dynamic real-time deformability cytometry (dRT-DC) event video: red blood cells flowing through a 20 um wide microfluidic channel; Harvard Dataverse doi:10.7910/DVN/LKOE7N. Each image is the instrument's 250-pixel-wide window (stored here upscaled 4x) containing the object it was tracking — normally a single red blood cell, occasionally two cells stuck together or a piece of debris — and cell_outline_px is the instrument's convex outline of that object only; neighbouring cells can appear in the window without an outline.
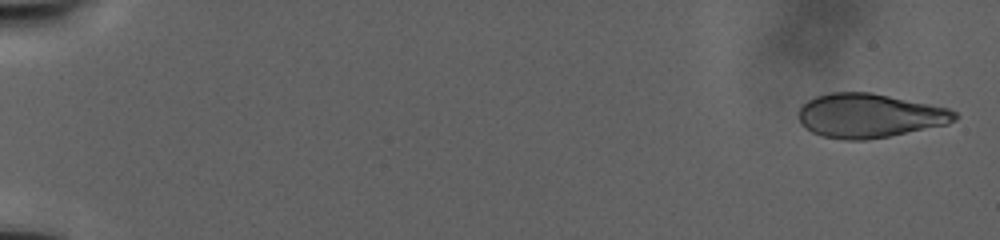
{"species": "human", "species_latin": "Homo sapiens", "temperature_condition": "warm", "stored_images_in_passage": 114, "camera_frame_rate_fps": 3000, "um_per_image_px": 0.085, "donor": {"sex": "male"}, "frame": {"image": 1, "passage_image": 1, "time_ms": 0.0, "image_size_px": [1000, 240], "cell_outline_px": [[960, 116], [956, 120], [948, 124], [868, 140], [844, 140], [824, 136], [812, 132], [800, 124], [800, 104], [816, 96], [832, 92], [872, 92], [948, 108], [956, 112]], "centroid_in_image_um": [73.91, 9.82], "position_along_channel_um": 11.1, "area_um2": 40.11}}
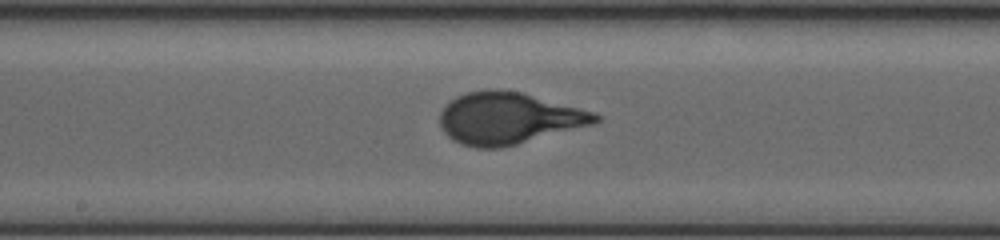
{"frame": {"image": 2, "passage_image": 63, "time_ms": 24.667, "image_size_px": [1000, 240], "cell_outline_px": [[604, 116], [596, 124], [500, 148], [476, 148], [460, 144], [452, 140], [440, 128], [440, 112], [444, 104], [456, 96], [468, 92], [488, 88], [496, 88], [524, 92], [596, 112]], "centroid_in_image_um": [43.24, 10.03], "position_along_channel_um": 205.0, "area_um2": 47.74}}
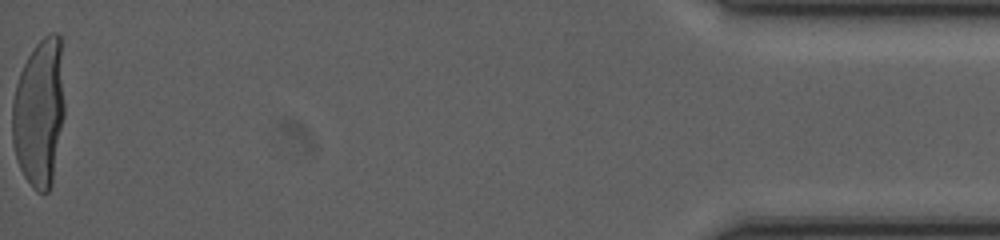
{"frame": {"image": 3, "passage_image": 114, "time_ms": 44.333, "image_size_px": [1000, 240], "cell_outline_px": [[64, 116], [52, 184], [48, 192], [36, 192], [32, 188], [24, 176], [20, 168], [12, 144], [12, 100], [16, 84], [20, 72], [32, 48], [48, 32], [56, 32], [60, 36], [64, 104]], "centroid_in_image_um": [3.33, 9.58], "position_along_channel_um": 431.9, "area_um2": 45.49}}